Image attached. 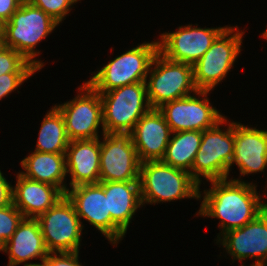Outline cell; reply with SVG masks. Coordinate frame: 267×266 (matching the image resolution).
I'll return each mask as SVG.
<instances>
[{
  "instance_id": "obj_1",
  "label": "cell",
  "mask_w": 267,
  "mask_h": 266,
  "mask_svg": "<svg viewBox=\"0 0 267 266\" xmlns=\"http://www.w3.org/2000/svg\"><path fill=\"white\" fill-rule=\"evenodd\" d=\"M210 182L212 187L204 190L199 215L219 218L222 235L243 227L266 209L252 183L238 179Z\"/></svg>"
},
{
  "instance_id": "obj_2",
  "label": "cell",
  "mask_w": 267,
  "mask_h": 266,
  "mask_svg": "<svg viewBox=\"0 0 267 266\" xmlns=\"http://www.w3.org/2000/svg\"><path fill=\"white\" fill-rule=\"evenodd\" d=\"M139 185L142 204L201 197L200 185L190 173L161 160L140 164Z\"/></svg>"
},
{
  "instance_id": "obj_3",
  "label": "cell",
  "mask_w": 267,
  "mask_h": 266,
  "mask_svg": "<svg viewBox=\"0 0 267 266\" xmlns=\"http://www.w3.org/2000/svg\"><path fill=\"white\" fill-rule=\"evenodd\" d=\"M57 25L58 23L43 10L24 0L10 20L4 23L7 47L20 53L27 61L40 70L44 63L34 59L39 54L34 48Z\"/></svg>"
},
{
  "instance_id": "obj_4",
  "label": "cell",
  "mask_w": 267,
  "mask_h": 266,
  "mask_svg": "<svg viewBox=\"0 0 267 266\" xmlns=\"http://www.w3.org/2000/svg\"><path fill=\"white\" fill-rule=\"evenodd\" d=\"M100 97L103 106V134L131 133L137 121L151 109L146 82L115 88L100 93Z\"/></svg>"
},
{
  "instance_id": "obj_5",
  "label": "cell",
  "mask_w": 267,
  "mask_h": 266,
  "mask_svg": "<svg viewBox=\"0 0 267 266\" xmlns=\"http://www.w3.org/2000/svg\"><path fill=\"white\" fill-rule=\"evenodd\" d=\"M158 41L143 43L103 66L87 83L98 93L137 82H146Z\"/></svg>"
},
{
  "instance_id": "obj_6",
  "label": "cell",
  "mask_w": 267,
  "mask_h": 266,
  "mask_svg": "<svg viewBox=\"0 0 267 266\" xmlns=\"http://www.w3.org/2000/svg\"><path fill=\"white\" fill-rule=\"evenodd\" d=\"M152 65L155 67L150 70ZM148 73L150 80L146 81L147 98L153 109L198 91L193 80V65L170 60L159 51L154 56Z\"/></svg>"
},
{
  "instance_id": "obj_7",
  "label": "cell",
  "mask_w": 267,
  "mask_h": 266,
  "mask_svg": "<svg viewBox=\"0 0 267 266\" xmlns=\"http://www.w3.org/2000/svg\"><path fill=\"white\" fill-rule=\"evenodd\" d=\"M237 29L227 26L193 65V80L198 91H211L230 71L241 51L244 32Z\"/></svg>"
},
{
  "instance_id": "obj_8",
  "label": "cell",
  "mask_w": 267,
  "mask_h": 266,
  "mask_svg": "<svg viewBox=\"0 0 267 266\" xmlns=\"http://www.w3.org/2000/svg\"><path fill=\"white\" fill-rule=\"evenodd\" d=\"M226 121L224 117L214 127L202 132L199 150L192 165V178L200 185V175L206 180H223L227 178V169L234 151V122L226 131L219 128Z\"/></svg>"
},
{
  "instance_id": "obj_9",
  "label": "cell",
  "mask_w": 267,
  "mask_h": 266,
  "mask_svg": "<svg viewBox=\"0 0 267 266\" xmlns=\"http://www.w3.org/2000/svg\"><path fill=\"white\" fill-rule=\"evenodd\" d=\"M36 220L48 252H79L83 225L66 195Z\"/></svg>"
},
{
  "instance_id": "obj_10",
  "label": "cell",
  "mask_w": 267,
  "mask_h": 266,
  "mask_svg": "<svg viewBox=\"0 0 267 266\" xmlns=\"http://www.w3.org/2000/svg\"><path fill=\"white\" fill-rule=\"evenodd\" d=\"M100 142V181H139L140 164L131 133H104Z\"/></svg>"
},
{
  "instance_id": "obj_11",
  "label": "cell",
  "mask_w": 267,
  "mask_h": 266,
  "mask_svg": "<svg viewBox=\"0 0 267 266\" xmlns=\"http://www.w3.org/2000/svg\"><path fill=\"white\" fill-rule=\"evenodd\" d=\"M86 91L77 95L72 101L55 107L62 114L66 133L70 141L99 138L100 123L103 128V106L100 93L87 82L79 88Z\"/></svg>"
},
{
  "instance_id": "obj_12",
  "label": "cell",
  "mask_w": 267,
  "mask_h": 266,
  "mask_svg": "<svg viewBox=\"0 0 267 266\" xmlns=\"http://www.w3.org/2000/svg\"><path fill=\"white\" fill-rule=\"evenodd\" d=\"M209 91H197L195 95L205 98H196V96H186L165 103L158 110L162 113L165 121L173 132L180 131H201L214 127L224 116L210 105L207 94Z\"/></svg>"
},
{
  "instance_id": "obj_13",
  "label": "cell",
  "mask_w": 267,
  "mask_h": 266,
  "mask_svg": "<svg viewBox=\"0 0 267 266\" xmlns=\"http://www.w3.org/2000/svg\"><path fill=\"white\" fill-rule=\"evenodd\" d=\"M73 203L79 218L86 219L113 244L125 233L111 220L104 189L99 184H83L72 187L65 194Z\"/></svg>"
},
{
  "instance_id": "obj_14",
  "label": "cell",
  "mask_w": 267,
  "mask_h": 266,
  "mask_svg": "<svg viewBox=\"0 0 267 266\" xmlns=\"http://www.w3.org/2000/svg\"><path fill=\"white\" fill-rule=\"evenodd\" d=\"M225 28L181 26L176 32L161 34L158 51L170 60L194 65Z\"/></svg>"
},
{
  "instance_id": "obj_15",
  "label": "cell",
  "mask_w": 267,
  "mask_h": 266,
  "mask_svg": "<svg viewBox=\"0 0 267 266\" xmlns=\"http://www.w3.org/2000/svg\"><path fill=\"white\" fill-rule=\"evenodd\" d=\"M218 238L234 259L242 261L256 257L251 266H267V208L248 224Z\"/></svg>"
},
{
  "instance_id": "obj_16",
  "label": "cell",
  "mask_w": 267,
  "mask_h": 266,
  "mask_svg": "<svg viewBox=\"0 0 267 266\" xmlns=\"http://www.w3.org/2000/svg\"><path fill=\"white\" fill-rule=\"evenodd\" d=\"M171 130L158 109L151 108L135 124L131 132L139 161L161 160L171 138Z\"/></svg>"
},
{
  "instance_id": "obj_17",
  "label": "cell",
  "mask_w": 267,
  "mask_h": 266,
  "mask_svg": "<svg viewBox=\"0 0 267 266\" xmlns=\"http://www.w3.org/2000/svg\"><path fill=\"white\" fill-rule=\"evenodd\" d=\"M241 175L257 173L267 167V131L245 127L234 122V151L227 177L233 163Z\"/></svg>"
},
{
  "instance_id": "obj_18",
  "label": "cell",
  "mask_w": 267,
  "mask_h": 266,
  "mask_svg": "<svg viewBox=\"0 0 267 266\" xmlns=\"http://www.w3.org/2000/svg\"><path fill=\"white\" fill-rule=\"evenodd\" d=\"M99 138L72 140L66 149V171L71 174L70 188L100 181Z\"/></svg>"
},
{
  "instance_id": "obj_19",
  "label": "cell",
  "mask_w": 267,
  "mask_h": 266,
  "mask_svg": "<svg viewBox=\"0 0 267 266\" xmlns=\"http://www.w3.org/2000/svg\"><path fill=\"white\" fill-rule=\"evenodd\" d=\"M65 194L53 185L34 181L17 174L12 202L25 218L36 219L54 206Z\"/></svg>"
},
{
  "instance_id": "obj_20",
  "label": "cell",
  "mask_w": 267,
  "mask_h": 266,
  "mask_svg": "<svg viewBox=\"0 0 267 266\" xmlns=\"http://www.w3.org/2000/svg\"><path fill=\"white\" fill-rule=\"evenodd\" d=\"M0 251L8 252V266H17L33 258L43 262L49 253L39 223L33 218H24Z\"/></svg>"
},
{
  "instance_id": "obj_21",
  "label": "cell",
  "mask_w": 267,
  "mask_h": 266,
  "mask_svg": "<svg viewBox=\"0 0 267 266\" xmlns=\"http://www.w3.org/2000/svg\"><path fill=\"white\" fill-rule=\"evenodd\" d=\"M107 198L111 220L124 232L136 210L143 205L139 181L99 182Z\"/></svg>"
},
{
  "instance_id": "obj_22",
  "label": "cell",
  "mask_w": 267,
  "mask_h": 266,
  "mask_svg": "<svg viewBox=\"0 0 267 266\" xmlns=\"http://www.w3.org/2000/svg\"><path fill=\"white\" fill-rule=\"evenodd\" d=\"M26 172L24 177L58 187L64 194L68 188L63 184L66 177V155L34 151L21 161Z\"/></svg>"
},
{
  "instance_id": "obj_23",
  "label": "cell",
  "mask_w": 267,
  "mask_h": 266,
  "mask_svg": "<svg viewBox=\"0 0 267 266\" xmlns=\"http://www.w3.org/2000/svg\"><path fill=\"white\" fill-rule=\"evenodd\" d=\"M173 133L175 134L169 140L161 161L174 168L187 171L192 177V165L200 147L202 132L188 130Z\"/></svg>"
},
{
  "instance_id": "obj_24",
  "label": "cell",
  "mask_w": 267,
  "mask_h": 266,
  "mask_svg": "<svg viewBox=\"0 0 267 266\" xmlns=\"http://www.w3.org/2000/svg\"><path fill=\"white\" fill-rule=\"evenodd\" d=\"M69 142L64 118L54 106L43 119L35 151L66 154Z\"/></svg>"
},
{
  "instance_id": "obj_25",
  "label": "cell",
  "mask_w": 267,
  "mask_h": 266,
  "mask_svg": "<svg viewBox=\"0 0 267 266\" xmlns=\"http://www.w3.org/2000/svg\"><path fill=\"white\" fill-rule=\"evenodd\" d=\"M38 69L20 53L7 48L0 54V75L6 73H34Z\"/></svg>"
},
{
  "instance_id": "obj_26",
  "label": "cell",
  "mask_w": 267,
  "mask_h": 266,
  "mask_svg": "<svg viewBox=\"0 0 267 266\" xmlns=\"http://www.w3.org/2000/svg\"><path fill=\"white\" fill-rule=\"evenodd\" d=\"M24 218L13 202L0 207V249L11 238Z\"/></svg>"
},
{
  "instance_id": "obj_27",
  "label": "cell",
  "mask_w": 267,
  "mask_h": 266,
  "mask_svg": "<svg viewBox=\"0 0 267 266\" xmlns=\"http://www.w3.org/2000/svg\"><path fill=\"white\" fill-rule=\"evenodd\" d=\"M33 6L40 8L58 24L70 11V6L78 0H27Z\"/></svg>"
},
{
  "instance_id": "obj_28",
  "label": "cell",
  "mask_w": 267,
  "mask_h": 266,
  "mask_svg": "<svg viewBox=\"0 0 267 266\" xmlns=\"http://www.w3.org/2000/svg\"><path fill=\"white\" fill-rule=\"evenodd\" d=\"M78 253L79 252H49L42 264L26 263L24 266H82L78 263Z\"/></svg>"
},
{
  "instance_id": "obj_29",
  "label": "cell",
  "mask_w": 267,
  "mask_h": 266,
  "mask_svg": "<svg viewBox=\"0 0 267 266\" xmlns=\"http://www.w3.org/2000/svg\"><path fill=\"white\" fill-rule=\"evenodd\" d=\"M34 73H6L0 75V100L16 90L22 82Z\"/></svg>"
},
{
  "instance_id": "obj_30",
  "label": "cell",
  "mask_w": 267,
  "mask_h": 266,
  "mask_svg": "<svg viewBox=\"0 0 267 266\" xmlns=\"http://www.w3.org/2000/svg\"><path fill=\"white\" fill-rule=\"evenodd\" d=\"M24 0H0V19L3 23L10 20L11 16L20 7Z\"/></svg>"
},
{
  "instance_id": "obj_31",
  "label": "cell",
  "mask_w": 267,
  "mask_h": 266,
  "mask_svg": "<svg viewBox=\"0 0 267 266\" xmlns=\"http://www.w3.org/2000/svg\"><path fill=\"white\" fill-rule=\"evenodd\" d=\"M13 187L7 182L0 170V207H5L12 203Z\"/></svg>"
},
{
  "instance_id": "obj_32",
  "label": "cell",
  "mask_w": 267,
  "mask_h": 266,
  "mask_svg": "<svg viewBox=\"0 0 267 266\" xmlns=\"http://www.w3.org/2000/svg\"><path fill=\"white\" fill-rule=\"evenodd\" d=\"M7 48L4 31H0V54Z\"/></svg>"
},
{
  "instance_id": "obj_33",
  "label": "cell",
  "mask_w": 267,
  "mask_h": 266,
  "mask_svg": "<svg viewBox=\"0 0 267 266\" xmlns=\"http://www.w3.org/2000/svg\"><path fill=\"white\" fill-rule=\"evenodd\" d=\"M0 31H4V23L1 19H0Z\"/></svg>"
},
{
  "instance_id": "obj_34",
  "label": "cell",
  "mask_w": 267,
  "mask_h": 266,
  "mask_svg": "<svg viewBox=\"0 0 267 266\" xmlns=\"http://www.w3.org/2000/svg\"><path fill=\"white\" fill-rule=\"evenodd\" d=\"M262 36H263L265 39H267V29H266V31L263 32Z\"/></svg>"
}]
</instances>
